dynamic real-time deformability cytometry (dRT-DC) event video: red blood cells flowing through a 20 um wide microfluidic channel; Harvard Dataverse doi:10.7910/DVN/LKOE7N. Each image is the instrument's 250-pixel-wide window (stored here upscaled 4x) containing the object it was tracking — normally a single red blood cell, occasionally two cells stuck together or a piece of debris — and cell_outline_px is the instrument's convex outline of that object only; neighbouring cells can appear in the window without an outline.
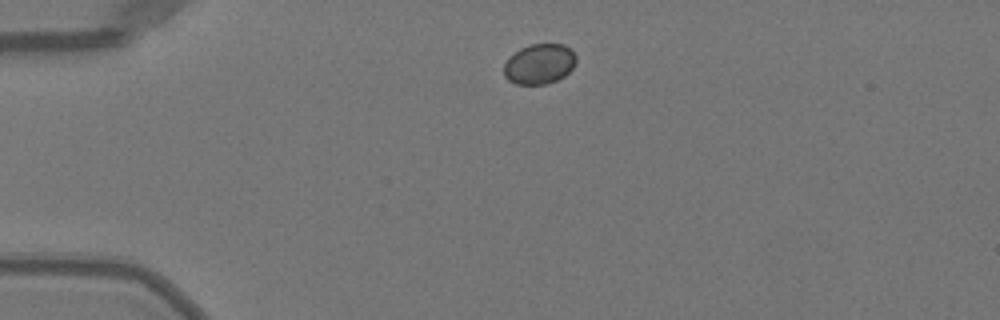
{"species": "Egyptian fruit bat (a non-hibernating species)", "species_latin": "Rousettus aegyptiacus", "temperature_condition": "warm", "stored_images_in_passage": 40, "camera_frame_rate_fps": 3000, "um_per_image_px": 0.085, "animal": {"sex": "female"}, "frame": {"image": 1, "passage_image": 1, "time_ms": 0.0, "image_size_px": [1000, 320], "cell_outline_px": [[576, 60], [572, 68], [564, 76], [556, 80], [544, 84], [516, 84], [508, 80], [504, 76], [504, 64], [508, 56], [520, 48], [528, 44], [564, 44], [576, 56]], "centroid_in_image_um": [45.8, 5.43], "position_along_channel_um": 39.2, "area_um2": 16.94}}
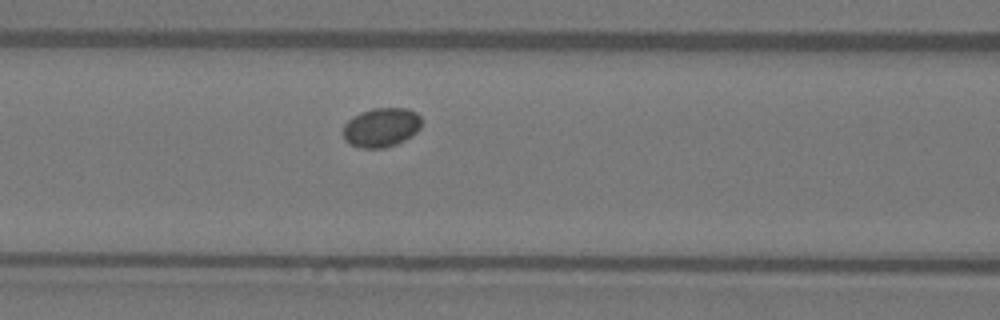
{"frame": {"image": 2, "passage_image": 11, "time_ms": 3.333, "image_size_px": [1000, 320], "cell_outline_px": [[420, 128], [416, 132], [404, 140], [396, 144], [384, 148], [360, 148], [348, 144], [344, 140], [344, 124], [352, 116], [360, 112], [372, 108], [408, 108], [416, 112], [420, 116]], "centroid_in_image_um": [32.38, 10.83], "position_along_channel_um": 134.2, "area_um2": 18.03}}
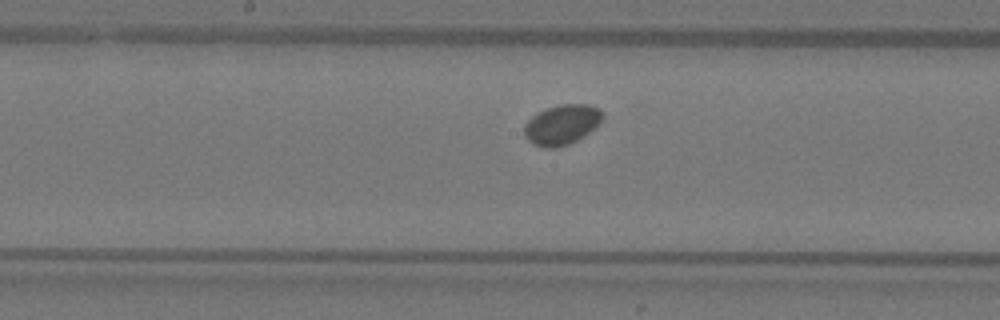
{"frame": {"image": 3, "passage_image": 16, "time_ms": 5.0, "image_size_px": [1000, 320], "cell_outline_px": [[604, 116], [600, 124], [576, 140], [568, 144], [556, 148], [544, 148], [532, 144], [524, 136], [524, 124], [532, 116], [548, 108], [560, 104], [588, 104], [600, 108], [604, 112]], "centroid_in_image_um": [47.77, 10.59], "position_along_channel_um": 200.4, "area_um2": 18.32}, "authors_computed_cell_mechanics": {"area_um2": 17.7446, "velocity_mm_per_s": 3.9862, "shape_relaxation_time_tau1_ms": null, "shape_relaxation_time_tau2_ms": 11.3643, "deformation_change_tau1": null, "deformation_change_tau2": 0.0417}}